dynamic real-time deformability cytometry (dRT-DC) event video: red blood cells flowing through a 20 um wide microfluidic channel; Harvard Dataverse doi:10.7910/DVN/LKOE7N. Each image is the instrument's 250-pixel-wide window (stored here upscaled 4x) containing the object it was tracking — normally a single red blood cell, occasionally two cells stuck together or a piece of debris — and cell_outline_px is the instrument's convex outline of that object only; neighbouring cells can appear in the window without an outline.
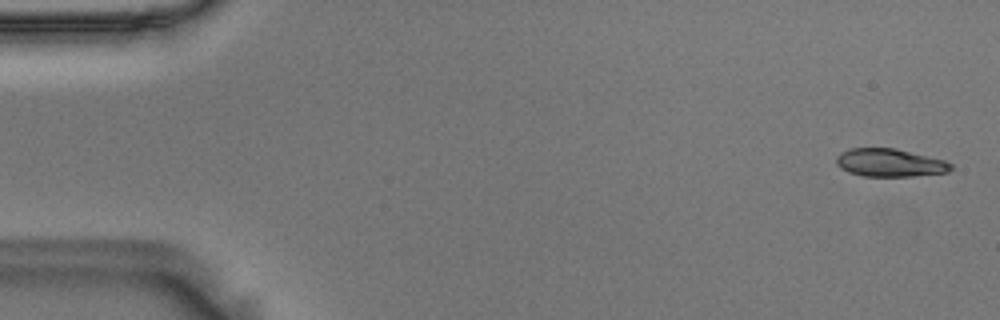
{"species": "Egyptian fruit bat (a non-hibernating species)", "species_latin": "Rousettus aegyptiacus", "temperature_condition": "room temperature", "stored_images_in_passage": 55, "camera_frame_rate_fps": 3000, "um_per_image_px": 0.085, "animal": {"sex": "male"}, "frame": {"image": 1, "passage_image": 2, "time_ms": 0.333, "image_size_px": [1000, 320], "cell_outline_px": [[952, 168], [948, 172], [912, 176], [864, 176], [848, 172], [840, 168], [836, 164], [836, 156], [840, 152], [848, 148], [896, 148], [944, 160], [952, 164]], "centroid_in_image_um": [75.59, 13.82], "position_along_channel_um": 9.4, "area_um2": 18.73}}
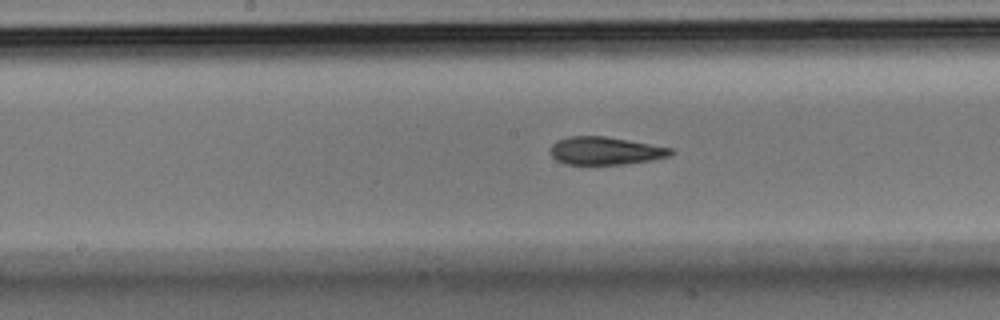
{"frame": {"image": 2, "passage_image": 28, "time_ms": 9.0, "image_size_px": [1000, 320], "cell_outline_px": [[676, 152], [668, 156], [652, 160], [624, 164], [568, 164], [556, 160], [548, 152], [552, 144], [568, 136], [604, 136], [628, 140], [672, 148]], "centroid_in_image_um": [51.45, 12.82], "position_along_channel_um": 196.8, "area_um2": 19.48}}
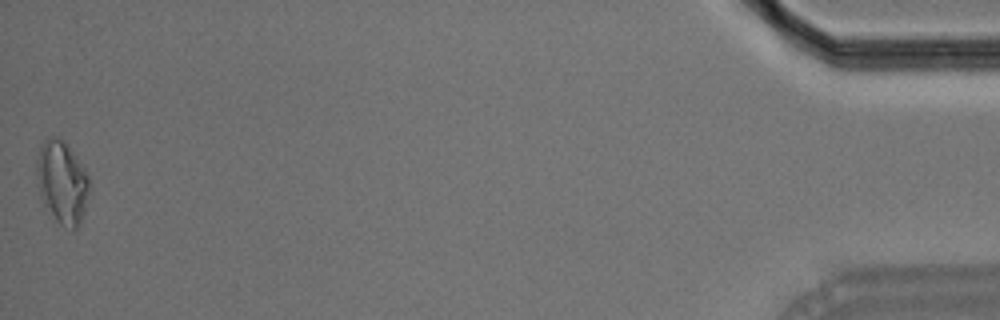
{"frame": {"image": 3, "passage_image": 55, "time_ms": 18.0, "image_size_px": [1000, 320], "cell_outline_px": [[92, 188], [84, 212], [76, 228], [72, 232], [60, 224], [56, 220], [44, 204], [40, 196], [36, 176], [36, 160], [40, 148], [48, 136], [56, 136], [64, 140], [84, 168], [88, 176]], "centroid_in_image_um": [5.29, 15.5], "position_along_channel_um": 429.9, "area_um2": 25.66}, "authors_computed_cell_mechanics": {"area_um2": 19.8832, "velocity_mm_per_s": 3.6446, "shape_relaxation_time_tau1_ms": 3.9242, "shape_relaxation_time_tau2_ms": 2.1815, "deformation_change_tau1": 0.1548, "deformation_change_tau2": 0.0955}}